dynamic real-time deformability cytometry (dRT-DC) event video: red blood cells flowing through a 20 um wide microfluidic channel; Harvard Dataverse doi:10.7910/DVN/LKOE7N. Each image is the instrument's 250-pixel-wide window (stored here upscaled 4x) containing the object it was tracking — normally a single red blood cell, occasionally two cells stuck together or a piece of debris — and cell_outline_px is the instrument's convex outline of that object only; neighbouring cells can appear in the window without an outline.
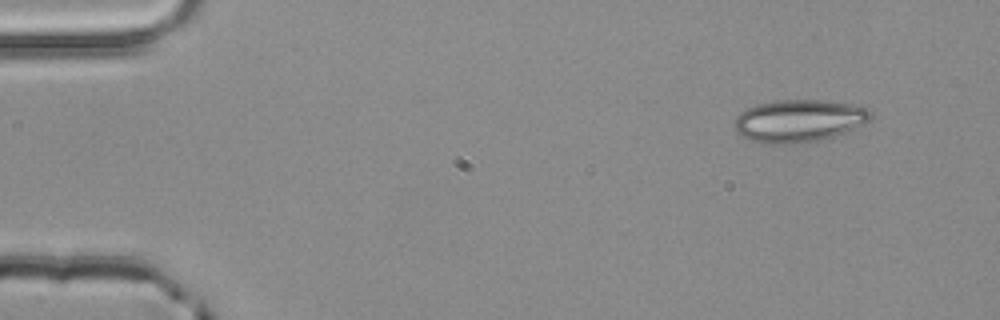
{"species": "common noctule bat (a hibernating species)", "species_latin": "Nyctalus noctula", "temperature_condition": "room temperature", "stored_images_in_passage": 4, "camera_frame_rate_fps": 3000, "um_per_image_px": 0.085, "animal": {"sex": "male", "body_mass_g": 20.4}, "frame": {"image": 1, "passage_image": 1, "time_ms": 0.0, "image_size_px": [1000, 320], "cell_outline_px": [[872, 116], [864, 124], [848, 132], [820, 140], [800, 144], [772, 144], [752, 140], [740, 136], [736, 132], [736, 116], [740, 112], [756, 104], [776, 100], [824, 100], [856, 104], [868, 108], [872, 112]], "centroid_in_image_um": [67.95, 10.27], "position_along_channel_um": 17.0, "area_um2": 34.1}}
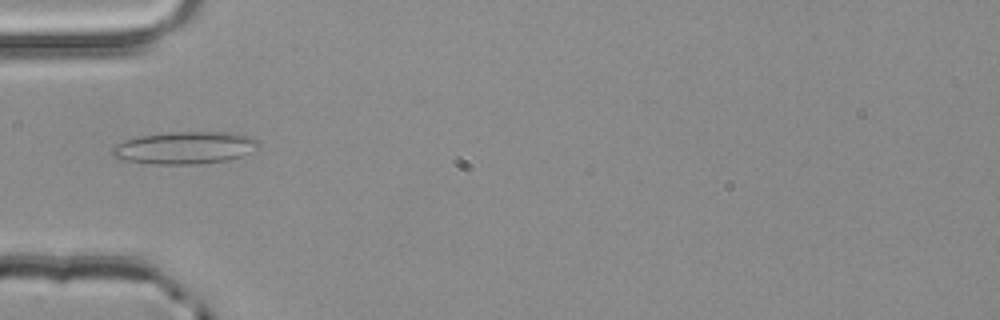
{"frame": {"image": 2, "passage_image": 4, "time_ms": 1.0, "image_size_px": [1000, 320], "cell_outline_px": [[260, 148], [240, 156], [228, 160], [196, 164], [156, 164], [120, 160], [112, 156], [112, 148], [116, 144], [124, 140], [136, 136], [168, 132], [240, 132], [252, 136], [260, 144]], "centroid_in_image_um": [15.72, 12.55], "position_along_channel_um": 69.3, "area_um2": 28.03}}